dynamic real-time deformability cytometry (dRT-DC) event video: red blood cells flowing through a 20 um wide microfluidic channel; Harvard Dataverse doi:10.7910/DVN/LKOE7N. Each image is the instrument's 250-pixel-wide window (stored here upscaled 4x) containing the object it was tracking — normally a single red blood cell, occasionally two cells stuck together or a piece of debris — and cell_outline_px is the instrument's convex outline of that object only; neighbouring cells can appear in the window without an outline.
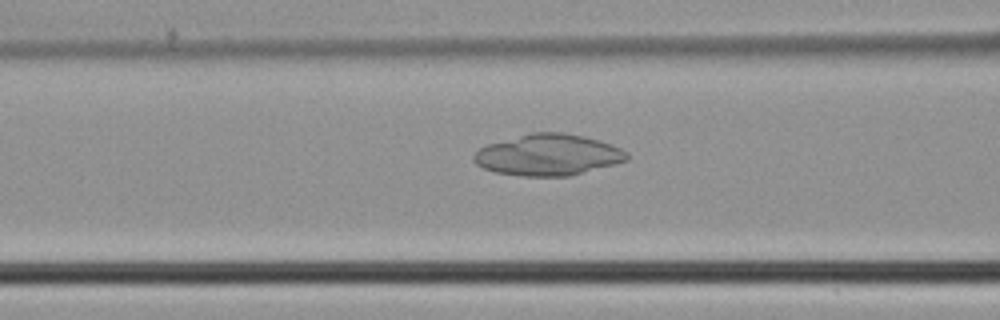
{"species": "common noctule bat (a hibernating species)", "species_latin": "Nyctalus noctula", "temperature_condition": "cold", "stored_images_in_passage": 28, "camera_frame_rate_fps": 3000, "um_per_image_px": 0.085, "animal": {"sex": "male", "body_mass_g": 21.5, "forearm_length_mm": 52.0}, "frame": {"image": 1, "passage_image": 6, "time_ms": 1.667, "image_size_px": [1000, 320], "cell_outline_px": [[628, 160], [616, 164], [568, 176], [524, 176], [496, 172], [484, 168], [476, 164], [472, 160], [472, 156], [480, 148], [488, 144], [532, 132], [564, 132], [584, 136], [600, 140], [612, 144], [628, 152]], "centroid_in_image_um": [46.62, 13.16], "position_along_channel_um": 120.0, "area_um2": 36.82}}
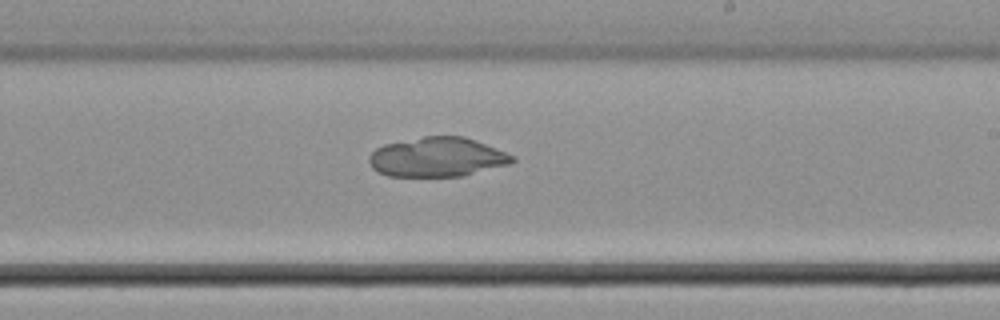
{"frame": {"image": 2, "passage_image": 15, "time_ms": 4.667, "image_size_px": [1000, 320], "cell_outline_px": [[516, 160], [508, 164], [464, 176], [388, 176], [376, 172], [372, 168], [368, 160], [368, 156], [376, 148], [384, 144], [424, 136], [464, 136], [476, 140], [516, 156]], "centroid_in_image_um": [37.15, 13.35], "position_along_channel_um": 251.8, "area_um2": 33.06}}
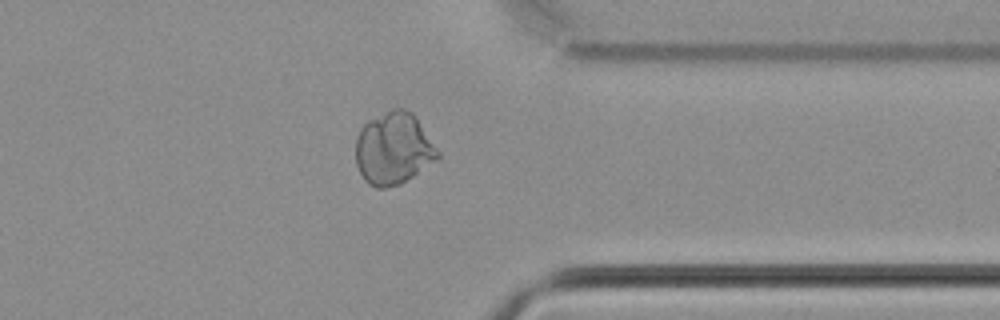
{"frame": {"image": 3, "passage_image": 24, "time_ms": 7.667, "image_size_px": [1000, 320], "cell_outline_px": [[440, 156], [436, 160], [400, 184], [384, 188], [376, 188], [368, 184], [364, 180], [356, 164], [356, 136], [360, 128], [368, 120], [392, 108], [404, 108], [412, 112], [416, 116], [440, 152]], "centroid_in_image_um": [33.44, 12.61], "position_along_channel_um": 378.0, "area_um2": 34.62}}